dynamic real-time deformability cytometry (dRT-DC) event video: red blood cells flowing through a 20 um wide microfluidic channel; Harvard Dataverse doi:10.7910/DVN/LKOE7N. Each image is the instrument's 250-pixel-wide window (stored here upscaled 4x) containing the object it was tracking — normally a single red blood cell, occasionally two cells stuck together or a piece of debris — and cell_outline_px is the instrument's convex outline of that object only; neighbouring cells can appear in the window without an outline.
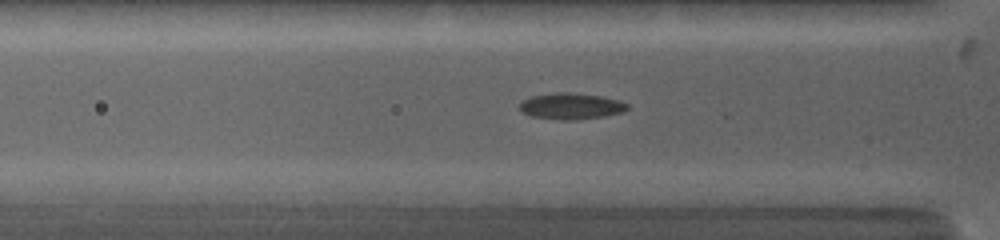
{"species": "common noctule bat (a hibernating species)", "species_latin": "Nyctalus noctula", "temperature_condition": "warm", "stored_images_in_passage": 53, "camera_frame_rate_fps": 5000, "um_per_image_px": 0.085, "animal": {"sex": "female", "body_mass_g": 19.0, "forearm_length_mm": 53.3}, "frame": {"image": 1, "passage_image": 10, "time_ms": 3.0, "image_size_px": [1000, 240], "cell_outline_px": [[628, 108], [624, 112], [604, 116], [576, 120], [560, 120], [532, 116], [520, 112], [520, 104], [528, 96], [556, 92], [572, 92], [604, 96], [620, 100], [628, 104]], "centroid_in_image_um": [48.55, 9.01], "position_along_channel_um": 77.2, "area_um2": 16.76}}
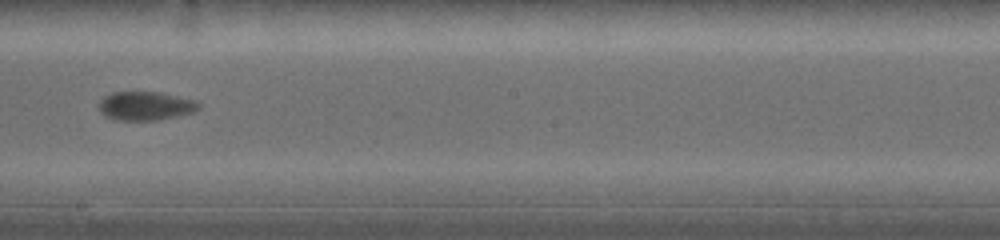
{"frame": {"image": 2, "passage_image": 25, "time_ms": 7.0, "image_size_px": [1000, 240], "cell_outline_px": [[200, 108], [192, 112], [176, 116], [156, 120], [112, 120], [104, 116], [100, 112], [100, 100], [104, 96], [112, 92], [160, 92], [196, 100], [200, 104]], "centroid_in_image_um": [12.35, 9.0], "position_along_channel_um": 235.9, "area_um2": 16.76}}
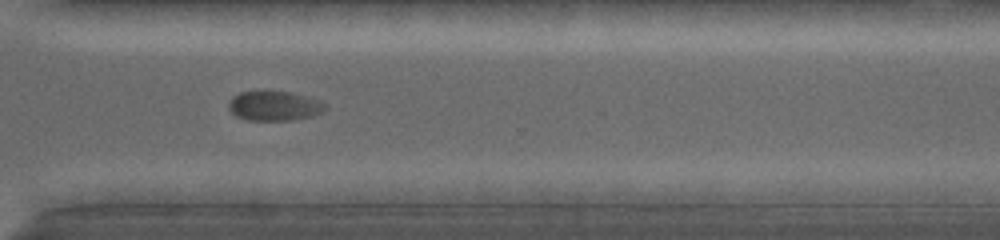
{"frame": {"image": 3, "passage_image": 36, "time_ms": 9.8, "image_size_px": [1000, 240], "cell_outline_px": [[328, 108], [324, 112], [312, 116], [292, 120], [248, 120], [236, 116], [228, 108], [228, 104], [232, 96], [240, 92], [292, 92], [320, 100], [328, 104]], "centroid_in_image_um": [23.37, 9.01], "position_along_channel_um": 347.2, "area_um2": 16.76}}